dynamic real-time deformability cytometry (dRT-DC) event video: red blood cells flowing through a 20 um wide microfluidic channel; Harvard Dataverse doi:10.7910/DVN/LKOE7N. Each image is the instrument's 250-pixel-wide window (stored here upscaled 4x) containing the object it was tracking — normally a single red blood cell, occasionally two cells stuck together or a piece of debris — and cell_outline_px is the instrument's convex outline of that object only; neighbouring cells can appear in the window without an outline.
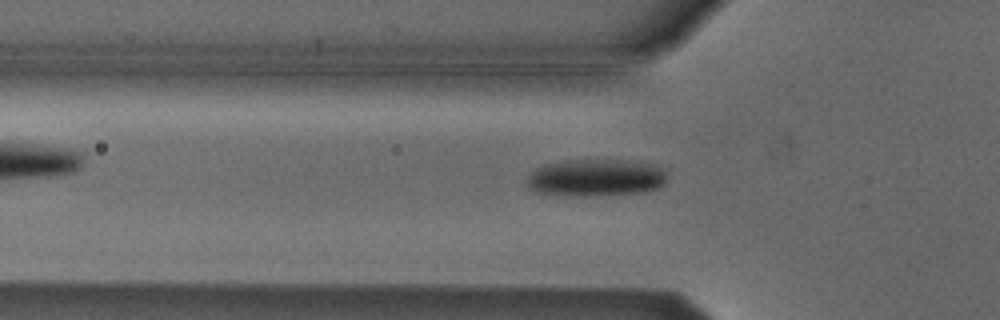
{"species": "Egyptian fruit bat (a non-hibernating species)", "species_latin": "Rousettus aegyptiacus", "temperature_condition": "cold", "stored_images_in_passage": 55, "segment_of_instrument_passage": [1, 2], "camera_frame_rate_fps": 3000, "um_per_image_px": 0.085, "animal": {"sex": "male"}, "frame": {"image": 1, "passage_image": 18, "time_ms": 5.667, "image_size_px": [1000, 320], "cell_outline_px": [[668, 180], [660, 188], [648, 192], [588, 196], [576, 196], [536, 192], [528, 188], [528, 176], [536, 168], [544, 164], [564, 160], [640, 160], [656, 164], [668, 176]], "centroid_in_image_um": [50.72, 15.1], "position_along_channel_um": 75.1, "area_um2": 30.98}}
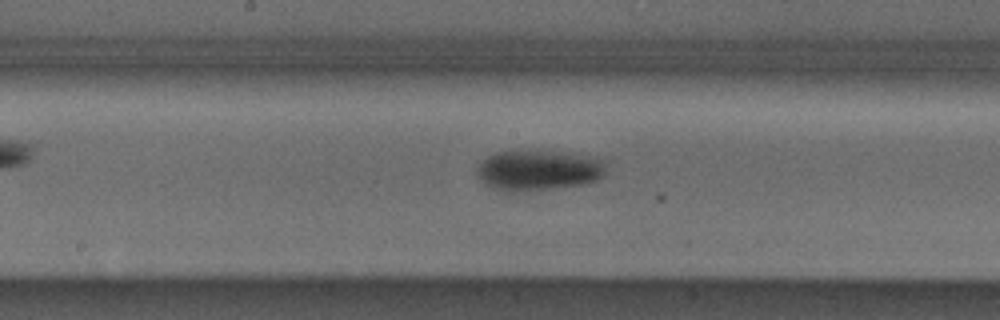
{"frame": {"image": 2, "passage_image": 28, "time_ms": 9.0, "image_size_px": [1000, 320], "cell_outline_px": [[604, 176], [596, 180], [584, 184], [512, 192], [508, 192], [492, 188], [484, 184], [480, 180], [476, 172], [476, 168], [488, 156], [496, 152], [552, 152], [592, 156], [604, 160]], "centroid_in_image_um": [45.74, 14.49], "position_along_channel_um": 202.5, "area_um2": 29.82}}
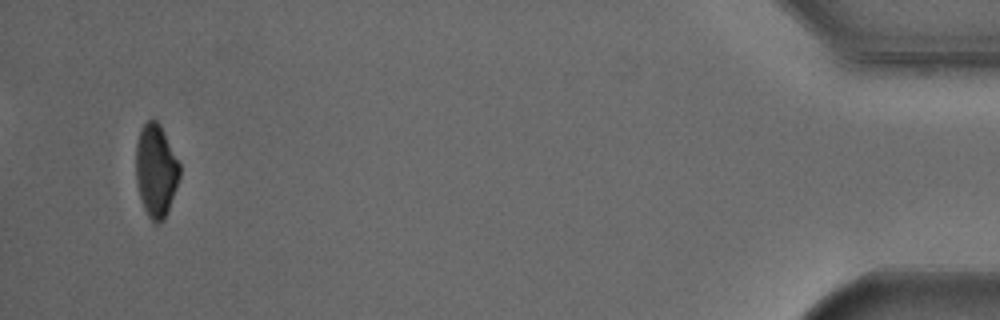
{"frame": {"image": 3, "passage_image": 52, "time_ms": 17.0, "image_size_px": [1000, 320], "cell_outline_px": [[180, 176], [168, 212], [164, 220], [160, 224], [152, 220], [148, 216], [144, 208], [136, 184], [136, 144], [140, 128], [152, 116], [160, 124], [180, 164]], "centroid_in_image_um": [13.25, 14.48], "position_along_channel_um": 421.9, "area_um2": 23.81}}